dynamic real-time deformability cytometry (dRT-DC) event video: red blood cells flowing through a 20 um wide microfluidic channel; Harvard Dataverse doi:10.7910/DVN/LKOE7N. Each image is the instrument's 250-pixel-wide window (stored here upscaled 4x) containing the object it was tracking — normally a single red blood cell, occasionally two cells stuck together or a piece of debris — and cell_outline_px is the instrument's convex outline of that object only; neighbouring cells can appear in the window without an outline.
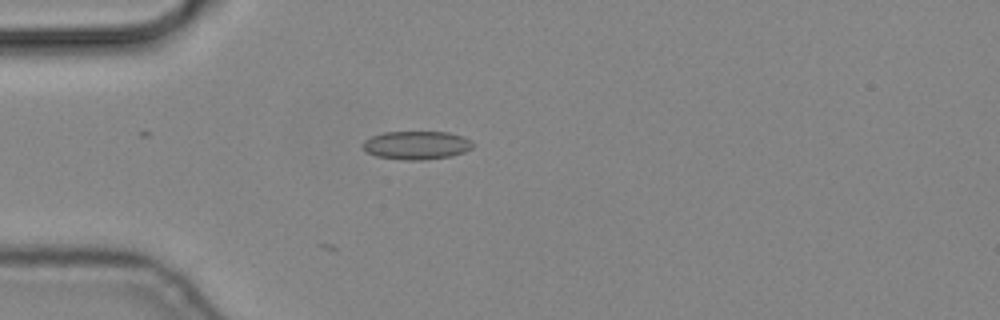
{"species": "common noctule bat (a hibernating species)", "species_latin": "Nyctalus noctula", "temperature_condition": "cold", "stored_images_in_passage": 2, "camera_frame_rate_fps": 3000, "um_per_image_px": 0.085, "animal": {"sex": "male", "body_mass_g": 19.2, "forearm_length_mm": 51.8}, "frame": {"image": 1, "passage_image": 1, "time_ms": 0.0, "image_size_px": [1000, 320], "cell_outline_px": [[472, 148], [464, 152], [452, 156], [424, 160], [400, 160], [376, 156], [368, 152], [360, 144], [364, 140], [372, 136], [384, 132], [448, 132], [464, 136], [472, 140]], "centroid_in_image_um": [35.41, 12.34], "position_along_channel_um": 49.6, "area_um2": 18.38}}